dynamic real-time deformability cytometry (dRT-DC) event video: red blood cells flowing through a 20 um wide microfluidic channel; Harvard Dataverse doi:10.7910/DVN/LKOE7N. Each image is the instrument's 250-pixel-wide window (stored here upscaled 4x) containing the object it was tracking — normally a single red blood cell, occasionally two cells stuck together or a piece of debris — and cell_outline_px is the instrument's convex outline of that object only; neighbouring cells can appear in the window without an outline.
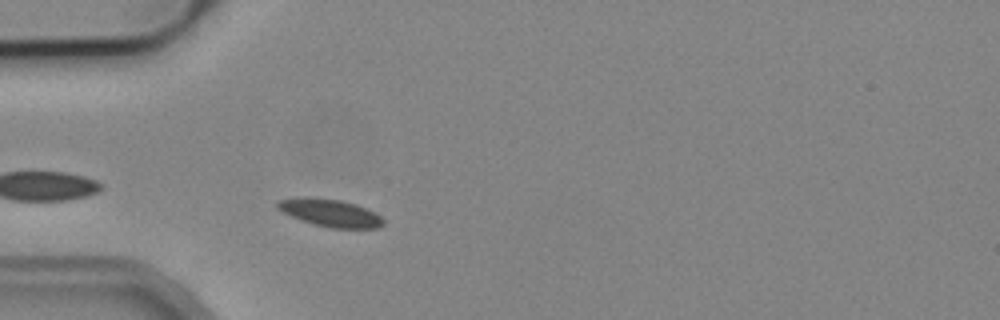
{"species": "common noctule bat (a hibernating species)", "species_latin": "Nyctalus noctula", "temperature_condition": "cold", "stored_images_in_passage": 1, "camera_frame_rate_fps": 3000, "um_per_image_px": 0.085, "animal": {"sex": "male", "body_mass_g": 19.2, "forearm_length_mm": 51.8}, "frame": {"image": 1, "passage_image": 1, "time_ms": 0.0, "image_size_px": [1000, 320], "cell_outline_px": [[384, 224], [376, 228], [332, 228], [316, 224], [292, 216], [276, 208], [276, 204], [280, 200], [340, 200], [356, 204], [380, 216], [384, 220]], "centroid_in_image_um": [28.17, 18.15], "position_along_channel_um": 56.8, "area_um2": 15.72}}